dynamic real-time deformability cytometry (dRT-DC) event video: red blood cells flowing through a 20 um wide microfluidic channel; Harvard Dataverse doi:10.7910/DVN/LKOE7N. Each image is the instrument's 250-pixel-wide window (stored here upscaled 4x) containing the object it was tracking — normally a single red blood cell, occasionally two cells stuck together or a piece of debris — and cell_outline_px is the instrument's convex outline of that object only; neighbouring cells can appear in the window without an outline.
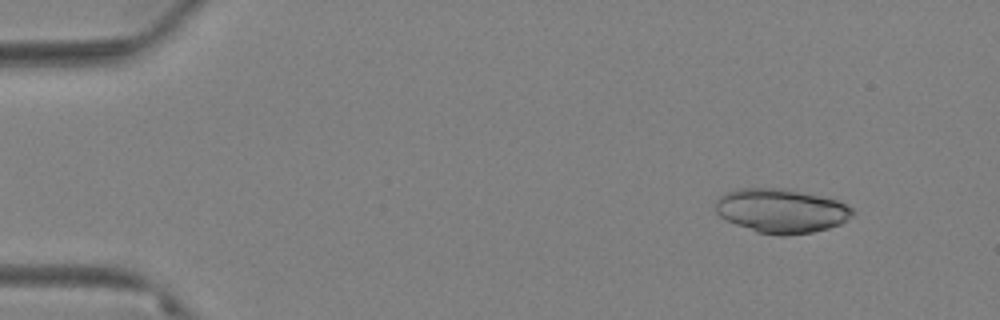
{"species": "Egyptian fruit bat (a non-hibernating species)", "species_latin": "Rousettus aegyptiacus", "temperature_condition": "warm", "stored_images_in_passage": 57, "camera_frame_rate_fps": 3000, "um_per_image_px": 0.085, "animal": {"sex": "female"}, "frame": {"image": 1, "passage_image": 1, "time_ms": 0.0, "image_size_px": [1000, 320], "cell_outline_px": [[852, 216], [840, 224], [828, 228], [812, 232], [784, 236], [780, 236], [756, 232], [724, 220], [716, 212], [716, 200], [720, 196], [728, 192], [740, 188], [784, 188], [820, 196], [836, 200], [852, 208]], "centroid_in_image_um": [66.37, 17.93], "position_along_channel_um": 18.6, "area_um2": 35.14}}
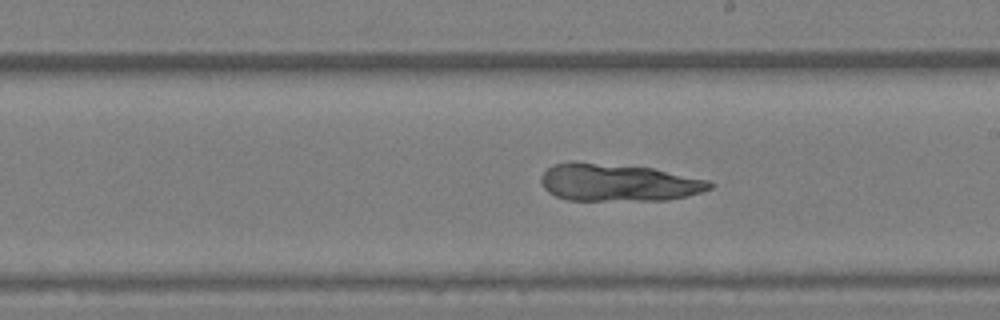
{"frame": {"image": 2, "passage_image": 31, "time_ms": 10.0, "image_size_px": [1000, 320], "cell_outline_px": [[712, 188], [688, 196], [668, 200], [568, 200], [556, 196], [548, 192], [544, 188], [540, 180], [540, 176], [552, 164], [572, 160], [652, 168], [708, 180], [712, 184]], "centroid_in_image_um": [52.49, 15.5], "position_along_channel_um": 236.5, "area_um2": 36.99}}
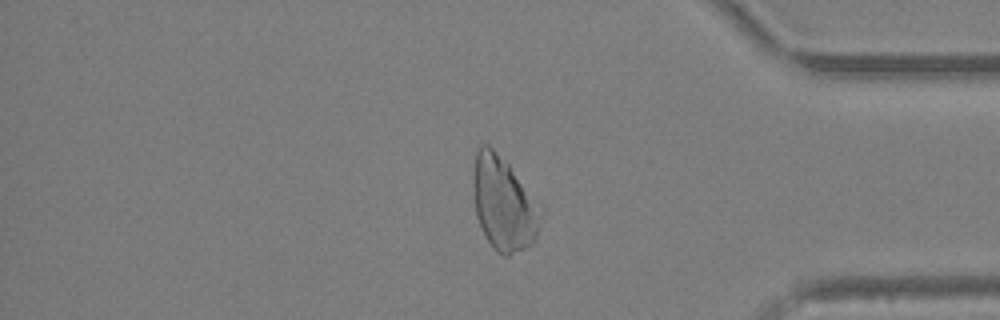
{"frame": {"image": 3, "passage_image": 47, "time_ms": 15.333, "image_size_px": [1000, 320], "cell_outline_px": [[544, 212], [536, 236], [532, 244], [508, 256], [504, 256], [496, 252], [492, 248], [476, 216], [472, 184], [472, 176], [476, 152], [484, 144], [488, 144], [508, 164], [544, 208]], "centroid_in_image_um": [42.83, 17.33], "position_along_channel_um": 392.4, "area_um2": 37.05}}